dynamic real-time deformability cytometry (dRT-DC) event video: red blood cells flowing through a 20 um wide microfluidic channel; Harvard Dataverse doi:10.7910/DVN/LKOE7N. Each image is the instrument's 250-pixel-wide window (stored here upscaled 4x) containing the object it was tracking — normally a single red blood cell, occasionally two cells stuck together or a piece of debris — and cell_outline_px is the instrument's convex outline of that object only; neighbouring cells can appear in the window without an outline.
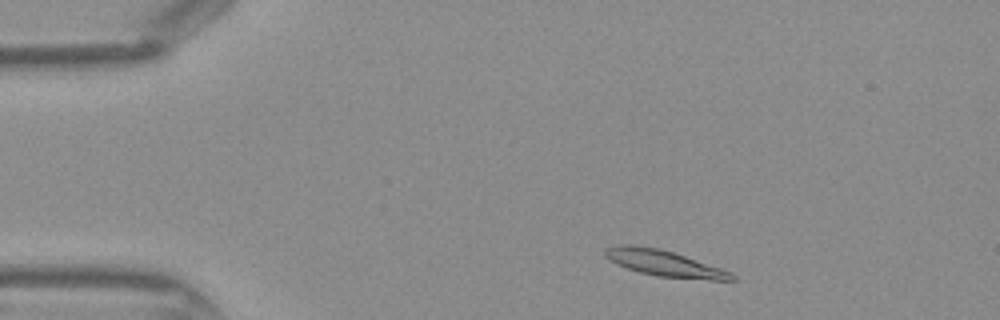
{"species": "Egyptian fruit bat (a non-hibernating species)", "species_latin": "Rousettus aegyptiacus", "temperature_condition": "warm", "stored_images_in_passage": 40, "camera_frame_rate_fps": 3000, "um_per_image_px": 0.085, "frame": {"image": 1, "passage_image": 3, "time_ms": 0.667, "image_size_px": [1000, 320], "cell_outline_px": [[736, 280], [712, 280], [656, 276], [640, 272], [616, 264], [604, 256], [604, 248], [620, 244], [632, 244], [660, 248], [732, 272], [736, 276]], "centroid_in_image_um": [56.43, 22.37], "position_along_channel_um": 28.6, "area_um2": 19.19}}
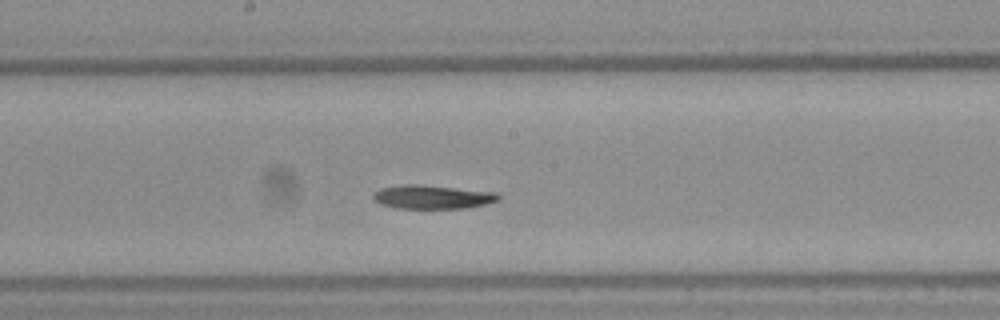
{"frame": {"image": 2, "passage_image": 19, "time_ms": 6.0, "image_size_px": [1000, 320], "cell_outline_px": [[500, 200], [468, 208], [396, 208], [380, 204], [372, 196], [380, 188], [404, 184], [420, 184], [496, 192], [500, 196]], "centroid_in_image_um": [36.77, 16.73], "position_along_channel_um": 211.4, "area_um2": 17.28}}
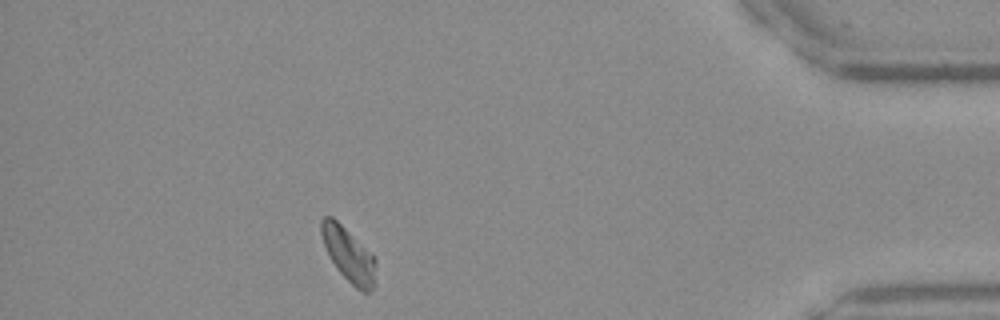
{"frame": {"image": 3, "passage_image": 35, "time_ms": 11.333, "image_size_px": [1000, 320], "cell_outline_px": [[376, 284], [368, 292], [364, 292], [356, 288], [336, 268], [328, 256], [320, 232], [320, 220], [324, 216], [332, 216], [376, 260]], "centroid_in_image_um": [29.61, 21.67], "position_along_channel_um": 405.6, "area_um2": 16.82}}